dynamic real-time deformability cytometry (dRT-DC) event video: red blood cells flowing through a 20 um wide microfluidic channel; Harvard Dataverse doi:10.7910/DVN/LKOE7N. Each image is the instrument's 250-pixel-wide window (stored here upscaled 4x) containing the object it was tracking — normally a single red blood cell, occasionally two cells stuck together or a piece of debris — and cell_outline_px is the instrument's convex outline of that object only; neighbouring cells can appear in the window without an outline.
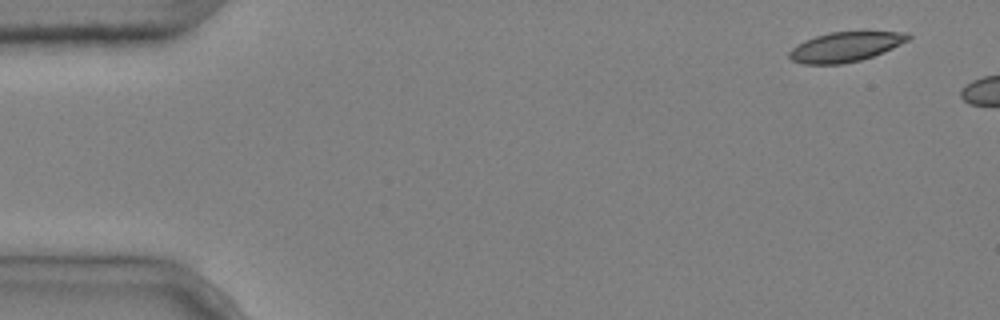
{"species": "common noctule bat (a hibernating species)", "species_latin": "Nyctalus noctula", "temperature_condition": "cold", "stored_images_in_passage": 6, "camera_frame_rate_fps": 3000, "um_per_image_px": 0.085, "animal": {"sex": "male", "body_mass_g": 20.4}, "frame": {"image": 1, "passage_image": 1, "time_ms": 0.0, "image_size_px": [1000, 320], "cell_outline_px": [[912, 36], [908, 40], [884, 52], [860, 60], [840, 64], [804, 64], [792, 60], [788, 56], [788, 52], [796, 44], [804, 40], [828, 32], [908, 32]], "centroid_in_image_um": [71.83, 3.98], "position_along_channel_um": 13.2, "area_um2": 20.52}}